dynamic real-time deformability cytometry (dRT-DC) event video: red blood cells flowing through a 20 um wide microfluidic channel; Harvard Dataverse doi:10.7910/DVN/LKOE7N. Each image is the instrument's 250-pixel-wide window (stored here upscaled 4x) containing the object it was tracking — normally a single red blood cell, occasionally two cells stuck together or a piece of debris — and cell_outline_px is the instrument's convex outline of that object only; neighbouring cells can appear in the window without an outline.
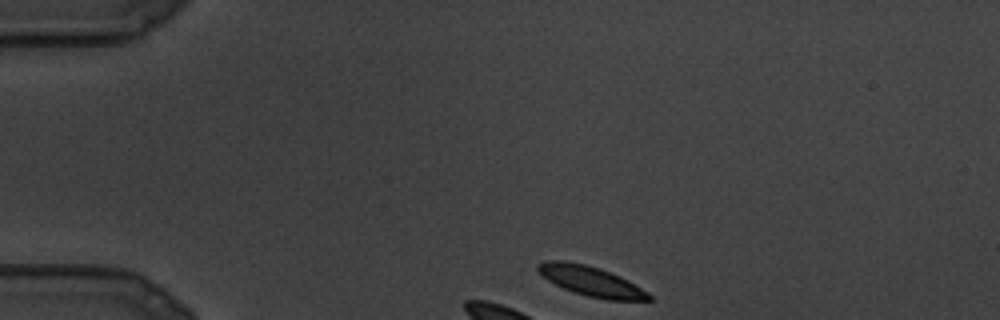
{"species": "common noctule bat (a hibernating species)", "species_latin": "Nyctalus noctula", "temperature_condition": "cold", "stored_images_in_passage": 18, "camera_frame_rate_fps": 3000, "um_per_image_px": 0.085, "animal": {"sex": "male", "body_mass_g": 19.5, "forearm_length_mm": 54.6}, "frame": {"image": 1, "passage_image": 1, "time_ms": 0.0, "image_size_px": [1000, 320], "cell_outline_px": [[652, 300], [608, 300], [588, 296], [564, 288], [548, 280], [536, 268], [536, 264], [544, 260], [564, 260], [584, 264], [600, 268], [620, 276], [628, 280], [648, 292], [652, 296]], "centroid_in_image_um": [50.25, 23.88], "position_along_channel_um": 34.8, "area_um2": 19.13}}